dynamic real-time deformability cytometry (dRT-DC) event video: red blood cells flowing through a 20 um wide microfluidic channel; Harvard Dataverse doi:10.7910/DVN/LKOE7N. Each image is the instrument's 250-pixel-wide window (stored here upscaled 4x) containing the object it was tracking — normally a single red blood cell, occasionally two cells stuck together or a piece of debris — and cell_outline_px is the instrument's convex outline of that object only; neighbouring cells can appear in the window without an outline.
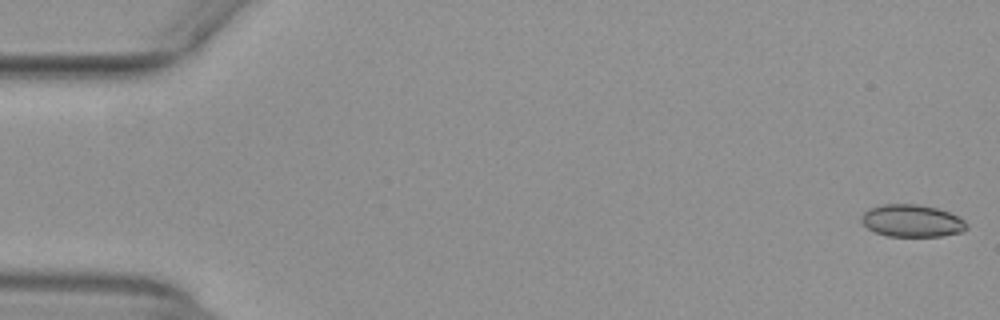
{"species": "common noctule bat (a hibernating species)", "species_latin": "Nyctalus noctula", "temperature_condition": "warm", "stored_images_in_passage": 53, "camera_frame_rate_fps": 3000, "um_per_image_px": 0.085, "animal": {"sex": "female", "body_mass_g": 29.2, "forearm_length_mm": 56.3}, "frame": {"image": 1, "passage_image": 1, "time_ms": 0.0, "image_size_px": [1000, 320], "cell_outline_px": [[968, 228], [964, 232], [940, 236], [888, 236], [876, 232], [868, 228], [860, 220], [860, 216], [868, 208], [884, 204], [916, 204], [936, 208], [948, 212], [964, 220], [968, 224]], "centroid_in_image_um": [77.51, 18.77], "position_along_channel_um": 7.5, "area_um2": 19.83}}
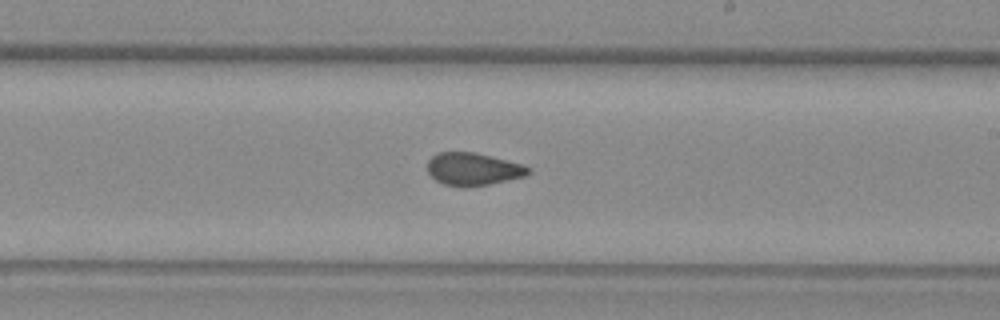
{"frame": {"image": 2, "passage_image": 31, "time_ms": 10.0, "image_size_px": [1000, 320], "cell_outline_px": [[532, 172], [524, 176], [488, 184], [444, 184], [436, 180], [428, 172], [428, 160], [436, 152], [476, 152], [520, 164], [532, 168]], "centroid_in_image_um": [40.22, 14.32], "position_along_channel_um": 248.8, "area_um2": 18.5}}
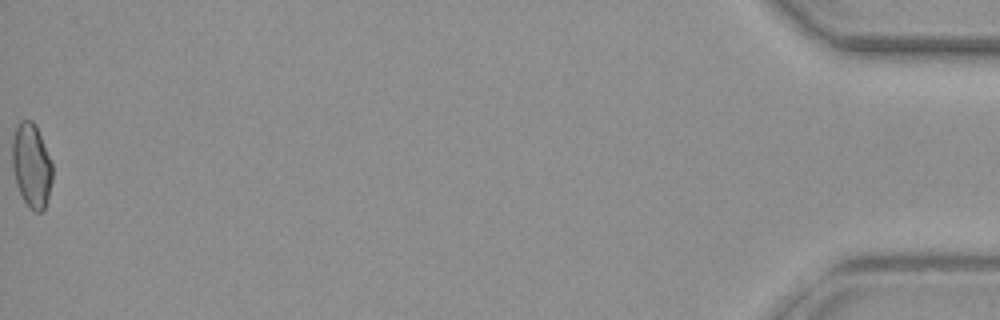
{"frame": {"image": 3, "passage_image": 53, "time_ms": 17.333, "image_size_px": [1000, 320], "cell_outline_px": [[52, 180], [48, 196], [44, 208], [40, 212], [36, 212], [28, 208], [16, 184], [12, 168], [12, 140], [16, 128], [20, 120], [32, 120], [36, 124], [52, 164]], "centroid_in_image_um": [2.66, 14.06], "position_along_channel_um": 432.5, "area_um2": 19.65}, "authors_computed_cell_mechanics": {"area_um2": 19.7676, "velocity_mm_per_s": 3.966, "shape_relaxation_time_tau1_ms": null, "shape_relaxation_time_tau2_ms": 1.3356, "deformation_change_tau1": null, "deformation_change_tau2": 0.059}}